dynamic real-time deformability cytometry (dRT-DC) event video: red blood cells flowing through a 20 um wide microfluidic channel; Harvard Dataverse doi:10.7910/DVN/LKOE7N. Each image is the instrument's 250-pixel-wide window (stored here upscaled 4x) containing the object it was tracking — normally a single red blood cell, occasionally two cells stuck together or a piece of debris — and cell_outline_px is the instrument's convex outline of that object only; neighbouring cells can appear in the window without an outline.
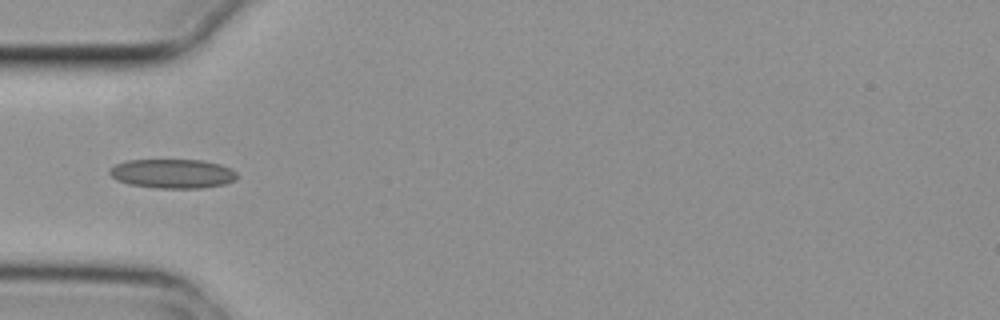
{"species": "common noctule bat (a hibernating species)", "species_latin": "Nyctalus noctula", "temperature_condition": "cold", "stored_images_in_passage": 5, "camera_frame_rate_fps": 3000, "um_per_image_px": 0.085, "animal": {"sex": "female", "body_mass_g": 29.2, "forearm_length_mm": 56.3}, "frame": {"image": 1, "passage_image": 5, "time_ms": 1.333, "image_size_px": [1000, 320], "cell_outline_px": [[236, 180], [224, 184], [200, 188], [156, 188], [128, 184], [116, 180], [108, 172], [108, 168], [124, 160], [200, 160], [220, 164], [232, 168], [236, 172]], "centroid_in_image_um": [14.64, 14.75], "position_along_channel_um": 70.4, "area_um2": 21.85}}